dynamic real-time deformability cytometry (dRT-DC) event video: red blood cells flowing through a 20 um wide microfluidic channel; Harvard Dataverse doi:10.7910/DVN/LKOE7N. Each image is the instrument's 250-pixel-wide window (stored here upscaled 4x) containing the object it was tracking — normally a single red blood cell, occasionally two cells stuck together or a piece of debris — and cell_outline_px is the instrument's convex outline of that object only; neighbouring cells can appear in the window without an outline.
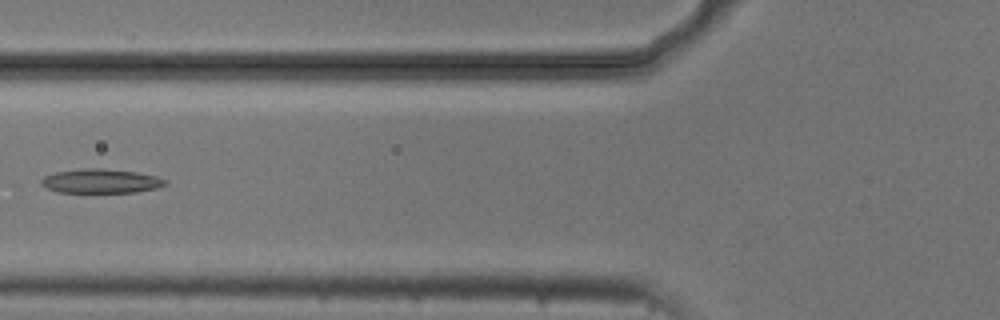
{"species": "common noctule bat (a hibernating species)", "species_latin": "Nyctalus noctula", "temperature_condition": "cold", "stored_images_in_passage": 6, "camera_frame_rate_fps": 3000, "um_per_image_px": 0.085, "animal": {"sex": "male", "body_mass_g": 20.5, "forearm_length_mm": 52.5}, "frame": {"image": 1, "passage_image": 5, "time_ms": 1.333, "image_size_px": [1000, 320], "cell_outline_px": [[168, 184], [156, 188], [136, 192], [56, 192], [40, 184], [40, 180], [44, 176], [56, 172], [84, 168], [100, 168], [136, 172], [156, 176], [168, 180]], "centroid_in_image_um": [8.58, 15.39], "position_along_channel_um": 117.2, "area_um2": 17.46}}
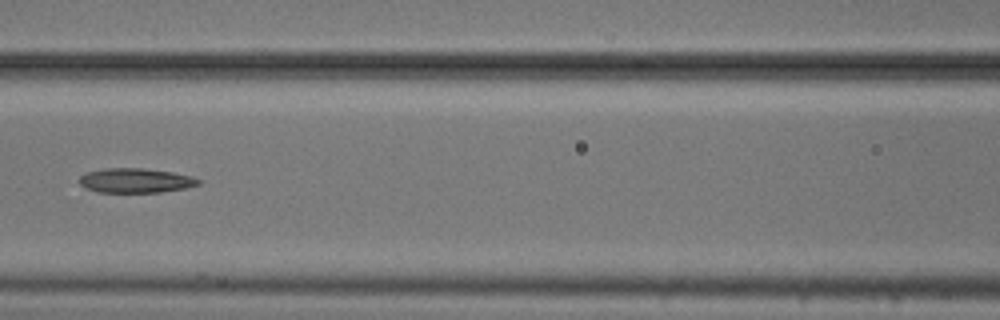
{"frame": {"image": 2, "passage_image": 6, "time_ms": 1.667, "image_size_px": [1000, 320], "cell_outline_px": [[200, 184], [184, 188], [160, 192], [96, 192], [84, 188], [80, 184], [80, 176], [88, 172], [104, 168], [140, 168], [172, 172], [192, 176], [200, 180]], "centroid_in_image_um": [11.5, 15.34], "position_along_channel_um": 155.1, "area_um2": 16.94}}